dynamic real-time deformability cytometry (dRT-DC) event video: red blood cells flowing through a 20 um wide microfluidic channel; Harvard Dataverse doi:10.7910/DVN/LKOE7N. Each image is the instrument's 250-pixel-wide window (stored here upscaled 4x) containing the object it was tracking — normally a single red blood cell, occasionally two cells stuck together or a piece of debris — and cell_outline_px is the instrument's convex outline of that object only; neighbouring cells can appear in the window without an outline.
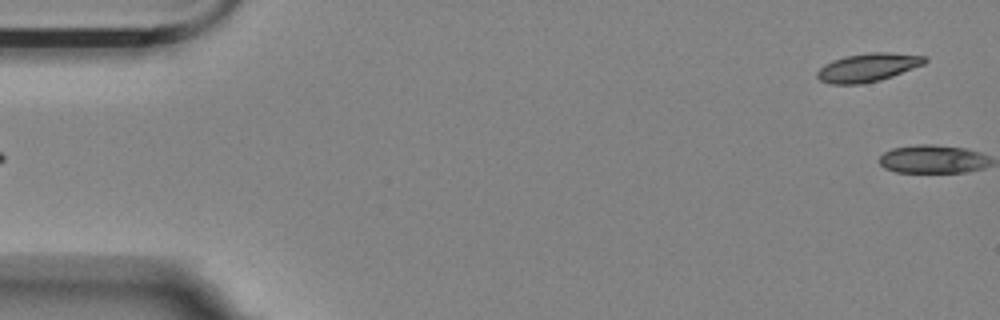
{"species": "Egyptian fruit bat (a non-hibernating species)", "species_latin": "Rousettus aegyptiacus", "temperature_condition": "room temperature", "stored_images_in_passage": 6, "segment_of_instrument_passage": [2, 2], "camera_frame_rate_fps": 3000, "um_per_image_px": 0.085, "animal": {"sex": "female"}, "frame": {"image": 1, "passage_image": 6, "time_ms": 1.667, "image_size_px": [1000, 320], "cell_outline_px": [[928, 60], [924, 64], [892, 76], [880, 80], [860, 84], [832, 84], [820, 80], [816, 76], [816, 72], [824, 64], [832, 60], [844, 56], [872, 52], [888, 52], [928, 56]], "centroid_in_image_um": [73.77, 5.72], "position_along_channel_um": 11.2, "area_um2": 17.86}}